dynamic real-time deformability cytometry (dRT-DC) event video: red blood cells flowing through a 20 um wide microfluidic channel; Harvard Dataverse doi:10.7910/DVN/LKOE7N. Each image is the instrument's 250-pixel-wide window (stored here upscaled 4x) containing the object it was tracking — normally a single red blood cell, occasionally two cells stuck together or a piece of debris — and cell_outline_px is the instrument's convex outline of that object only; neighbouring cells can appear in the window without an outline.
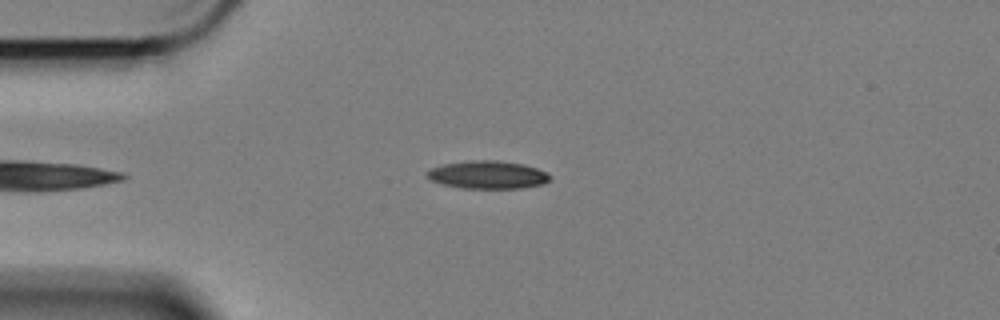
{"species": "Egyptian fruit bat (a non-hibernating species)", "species_latin": "Rousettus aegyptiacus", "temperature_condition": "cold", "stored_images_in_passage": 43, "camera_frame_rate_fps": 3000, "um_per_image_px": 0.085, "animal": {"sex": "female"}, "frame": {"image": 1, "passage_image": 3, "time_ms": 0.667, "image_size_px": [1000, 320], "cell_outline_px": [[552, 176], [548, 180], [540, 184], [520, 188], [464, 188], [444, 184], [432, 180], [428, 176], [428, 172], [432, 168], [444, 164], [468, 160], [500, 160], [524, 164], [536, 168]], "centroid_in_image_um": [41.47, 14.84], "position_along_channel_um": 43.5, "area_um2": 19.65}}
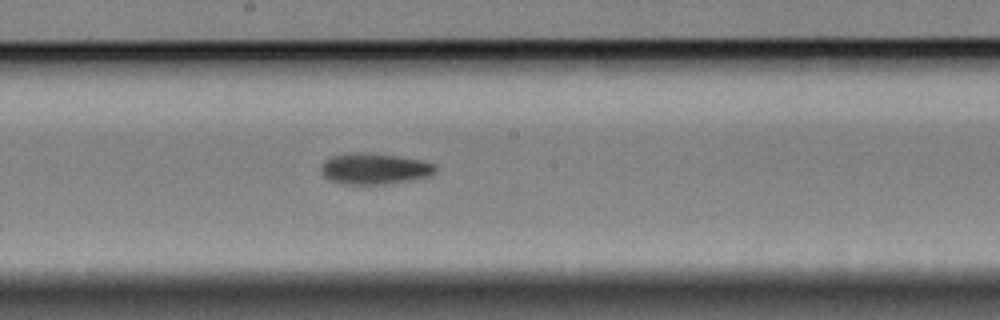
{"frame": {"image": 2, "passage_image": 20, "time_ms": 6.333, "image_size_px": [1000, 320], "cell_outline_px": [[436, 172], [428, 176], [408, 180], [384, 184], [344, 184], [328, 180], [320, 172], [320, 164], [324, 160], [332, 156], [352, 152], [372, 152], [424, 160], [436, 164]], "centroid_in_image_um": [31.8, 14.32], "position_along_channel_um": 216.4, "area_um2": 21.04}}
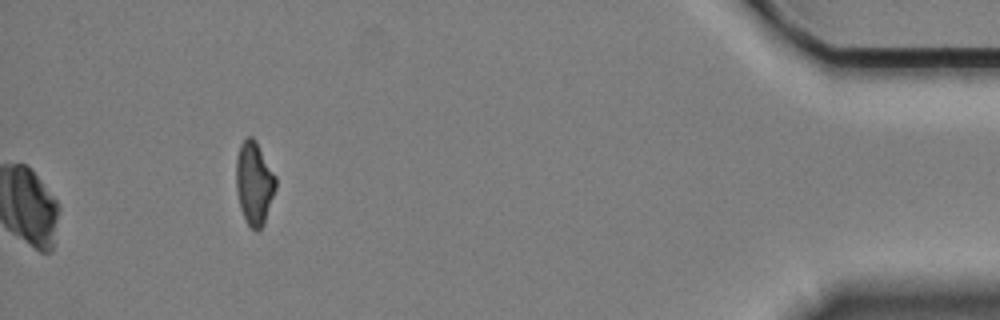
{"frame": {"image": 3, "passage_image": 43, "time_ms": 14.0, "image_size_px": [1000, 320], "cell_outline_px": [[276, 188], [264, 224], [256, 232], [248, 224], [240, 208], [236, 188], [236, 160], [240, 144], [248, 136], [252, 136], [256, 140], [276, 176]], "centroid_in_image_um": [21.61, 15.55], "position_along_channel_um": 413.6, "area_um2": 19.19}, "authors_computed_cell_mechanics": {"area_um2": 20.2878, "velocity_mm_per_s": 3.3741, "shape_relaxation_time_tau1_ms": 4.2017, "shape_relaxation_time_tau2_ms": 9.98, "deformation_change_tau1": 0.1503, "deformation_change_tau2": 0.1855}}